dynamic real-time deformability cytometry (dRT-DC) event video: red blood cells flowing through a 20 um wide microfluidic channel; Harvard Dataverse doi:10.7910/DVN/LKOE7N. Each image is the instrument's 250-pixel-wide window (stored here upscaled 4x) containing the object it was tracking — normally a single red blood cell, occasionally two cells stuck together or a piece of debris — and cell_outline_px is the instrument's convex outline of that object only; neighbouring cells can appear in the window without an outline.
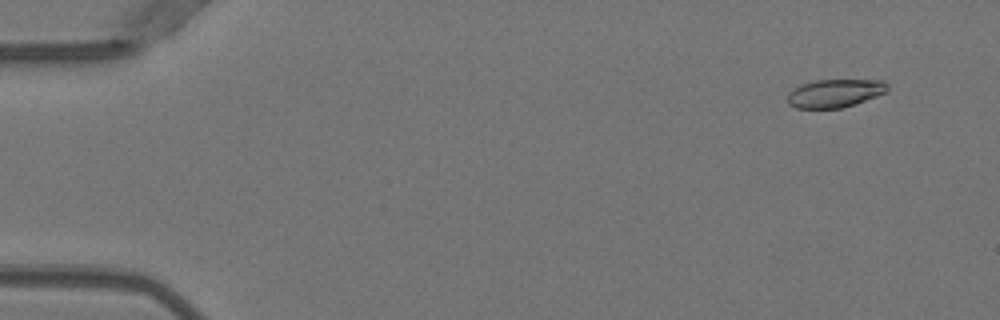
{"species": "Egyptian fruit bat (a non-hibernating species)", "species_latin": "Rousettus aegyptiacus", "temperature_condition": "warm", "stored_images_in_passage": 5, "camera_frame_rate_fps": 3000, "um_per_image_px": 0.085, "animal": {"sex": "female"}, "frame": {"image": 1, "passage_image": 1, "time_ms": 0.0, "image_size_px": [1000, 320], "cell_outline_px": [[888, 88], [884, 92], [876, 96], [840, 108], [796, 108], [788, 104], [788, 92], [792, 88], [800, 84], [812, 80], [884, 80], [888, 84]], "centroid_in_image_um": [70.91, 7.91], "position_along_channel_um": 14.1, "area_um2": 16.36}}
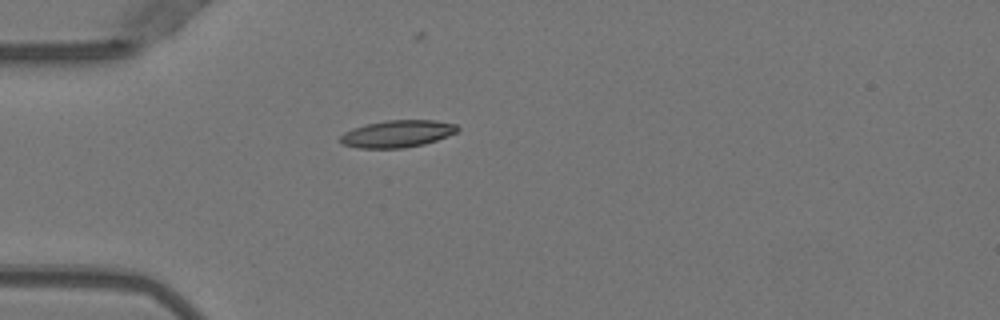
{"frame": {"image": 2, "passage_image": 4, "time_ms": 1.0, "image_size_px": [1000, 320], "cell_outline_px": [[460, 128], [456, 132], [448, 136], [424, 144], [404, 148], [356, 148], [344, 144], [340, 140], [340, 136], [344, 132], [352, 128], [368, 124], [388, 120], [436, 120], [456, 124]], "centroid_in_image_um": [33.79, 11.37], "position_along_channel_um": 51.2, "area_um2": 18.5}}